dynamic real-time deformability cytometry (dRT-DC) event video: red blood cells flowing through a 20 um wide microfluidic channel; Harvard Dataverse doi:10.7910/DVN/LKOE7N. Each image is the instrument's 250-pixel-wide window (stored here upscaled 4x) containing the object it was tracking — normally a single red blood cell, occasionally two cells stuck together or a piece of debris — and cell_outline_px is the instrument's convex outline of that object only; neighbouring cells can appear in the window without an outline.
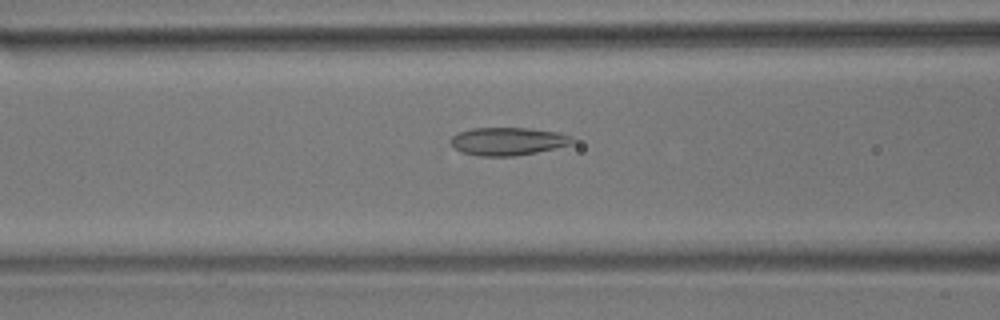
{"species": "common noctule bat (a hibernating species)", "species_latin": "Nyctalus noctula", "temperature_condition": "room temperature", "stored_images_in_passage": 41, "camera_frame_rate_fps": 3000, "um_per_image_px": 0.085, "animal": {"sex": "male", "body_mass_g": 17.9}, "frame": {"image": 1, "passage_image": 7, "time_ms": 2.0, "image_size_px": [1000, 320], "cell_outline_px": [[576, 140], [572, 144], [556, 148], [536, 152], [512, 156], [480, 156], [460, 152], [448, 140], [452, 136], [460, 132], [472, 128], [528, 128], [556, 132], [572, 136]], "centroid_in_image_um": [43.18, 12.01], "position_along_channel_um": 123.4, "area_um2": 19.77}}
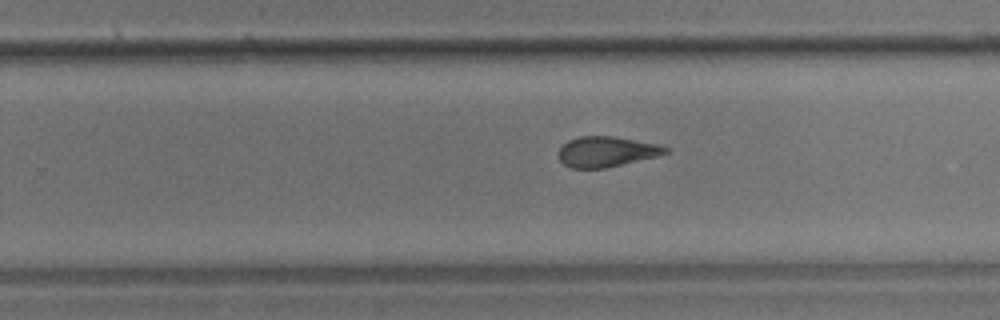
{"frame": {"image": 2, "passage_image": 20, "time_ms": 6.333, "image_size_px": [1000, 320], "cell_outline_px": [[672, 152], [656, 156], [604, 168], [572, 168], [564, 164], [560, 160], [560, 148], [568, 140], [580, 136], [612, 136], [660, 144], [668, 148]], "centroid_in_image_um": [51.58, 12.88], "position_along_channel_um": 278.2, "area_um2": 18.73}}
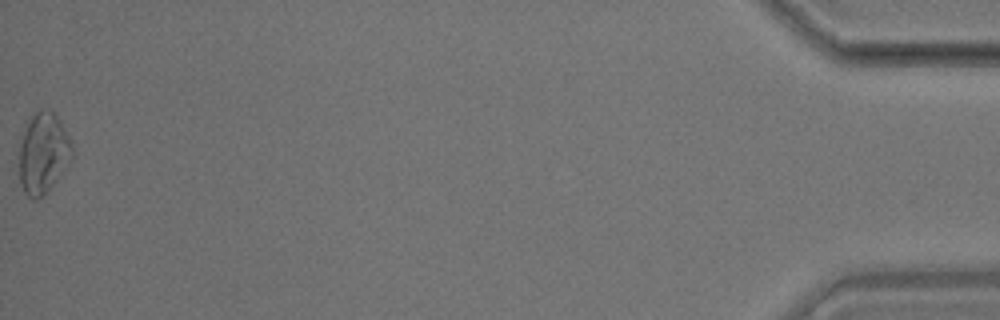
{"frame": {"image": 3, "passage_image": 41, "time_ms": 13.333, "image_size_px": [1000, 320], "cell_outline_px": [[72, 160], [56, 180], [36, 200], [32, 200], [24, 192], [20, 184], [20, 144], [24, 132], [32, 116], [40, 108], [48, 108], [60, 120], [72, 140]], "centroid_in_image_um": [3.7, 12.99], "position_along_channel_um": 431.5, "area_um2": 24.62}, "authors_computed_cell_mechanics": {"area_um2": 19.7098, "velocity_mm_per_s": 3.5814, "shape_relaxation_time_tau1_ms": null, "shape_relaxation_time_tau2_ms": 2.5278, "deformation_change_tau1": null, "deformation_change_tau2": 0.1079}}